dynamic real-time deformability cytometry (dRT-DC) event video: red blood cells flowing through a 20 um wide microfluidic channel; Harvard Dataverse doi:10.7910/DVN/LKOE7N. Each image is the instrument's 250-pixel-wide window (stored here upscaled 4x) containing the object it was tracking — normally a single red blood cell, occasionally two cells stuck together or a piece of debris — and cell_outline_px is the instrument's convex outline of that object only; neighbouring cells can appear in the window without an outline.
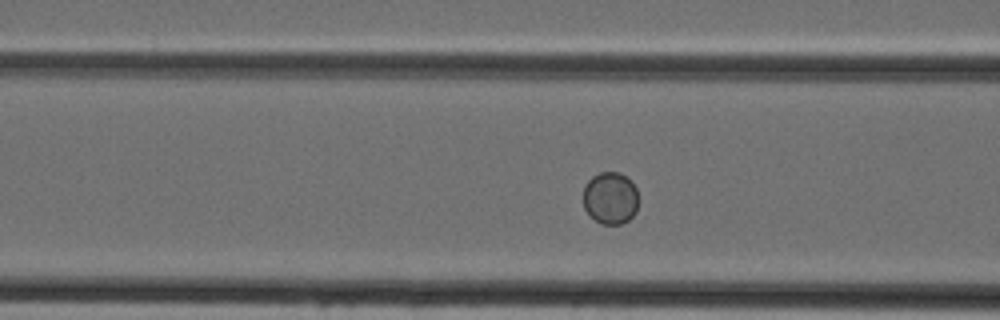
{"species": "Egyptian fruit bat (a non-hibernating species)", "species_latin": "Rousettus aegyptiacus", "temperature_condition": "cold", "stored_images_in_passage": 44, "camera_frame_rate_fps": 3000, "um_per_image_px": 0.085, "animal": {"sex": "female"}, "frame": {"image": 1, "passage_image": 14, "time_ms": 4.333, "image_size_px": [1000, 320], "cell_outline_px": [[636, 212], [628, 220], [620, 224], [600, 224], [588, 216], [584, 208], [584, 184], [592, 176], [600, 172], [620, 172], [632, 180], [636, 188]], "centroid_in_image_um": [51.85, 16.83], "position_along_channel_um": 114.8, "area_um2": 16.99}}
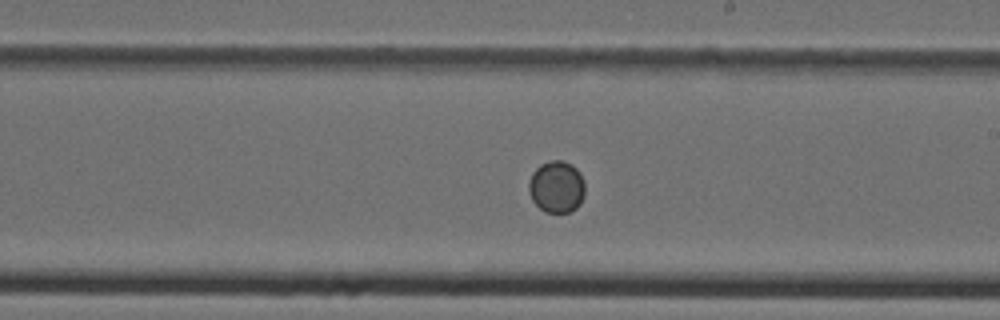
{"frame": {"image": 2, "passage_image": 23, "time_ms": 7.333, "image_size_px": [1000, 320], "cell_outline_px": [[584, 196], [580, 204], [576, 208], [568, 212], [544, 212], [532, 200], [528, 188], [528, 184], [532, 172], [540, 164], [552, 160], [560, 160], [572, 164], [580, 172], [584, 180]], "centroid_in_image_um": [47.31, 15.87], "position_along_channel_um": 241.7, "area_um2": 17.11}}
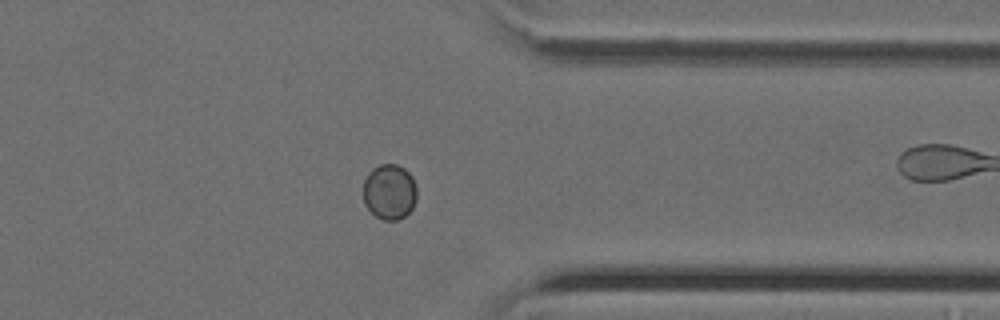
{"frame": {"image": 3, "passage_image": 33, "time_ms": 10.667, "image_size_px": [1000, 320], "cell_outline_px": [[416, 200], [412, 208], [404, 216], [396, 220], [384, 220], [376, 216], [364, 204], [364, 180], [368, 172], [372, 168], [380, 164], [396, 164], [404, 168], [412, 176], [416, 184]], "centroid_in_image_um": [33.11, 16.28], "position_along_channel_um": 378.3, "area_um2": 17.34}}